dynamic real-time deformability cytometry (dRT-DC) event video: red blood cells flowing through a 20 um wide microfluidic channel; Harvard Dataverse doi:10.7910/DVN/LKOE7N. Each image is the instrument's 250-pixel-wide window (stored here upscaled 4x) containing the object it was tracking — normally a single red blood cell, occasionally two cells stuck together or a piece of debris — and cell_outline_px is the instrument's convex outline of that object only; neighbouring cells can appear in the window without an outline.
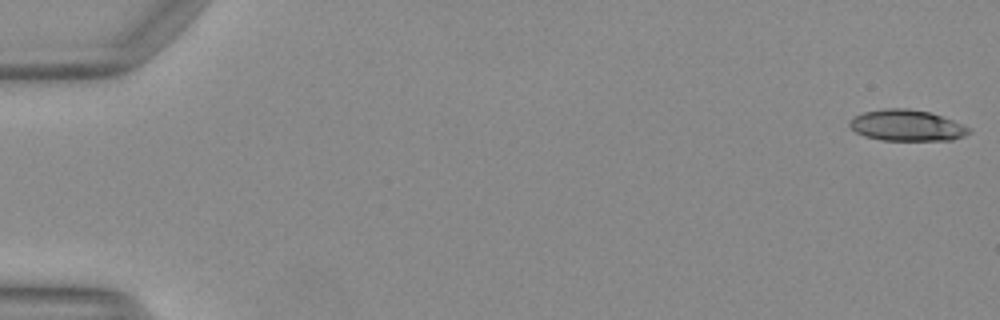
{"species": "Egyptian fruit bat (a non-hibernating species)", "species_latin": "Rousettus aegyptiacus", "temperature_condition": "warm", "stored_images_in_passage": 20, "camera_frame_rate_fps": 3000, "um_per_image_px": 0.085, "animal": {"sex": "female"}, "frame": {"image": 1, "passage_image": 1, "time_ms": 0.0, "image_size_px": [1000, 320], "cell_outline_px": [[972, 132], [964, 136], [952, 140], [880, 140], [864, 136], [856, 132], [848, 124], [856, 116], [864, 112], [884, 108], [904, 108], [928, 112], [952, 120], [972, 128]], "centroid_in_image_um": [77.1, 10.67], "position_along_channel_um": 7.9, "area_um2": 21.5}}
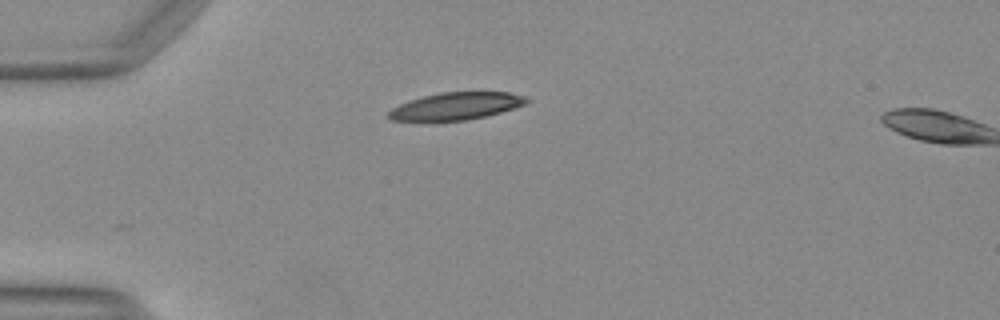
{"frame": {"image": 2, "passage_image": 14, "time_ms": 4.333, "image_size_px": [1000, 320], "cell_outline_px": [[532, 100], [516, 108], [488, 116], [468, 120], [432, 124], [388, 120], [388, 112], [392, 108], [400, 104], [424, 96], [440, 92], [508, 92], [528, 96]], "centroid_in_image_um": [38.74, 9.08], "position_along_channel_um": 46.3, "area_um2": 23.12}}
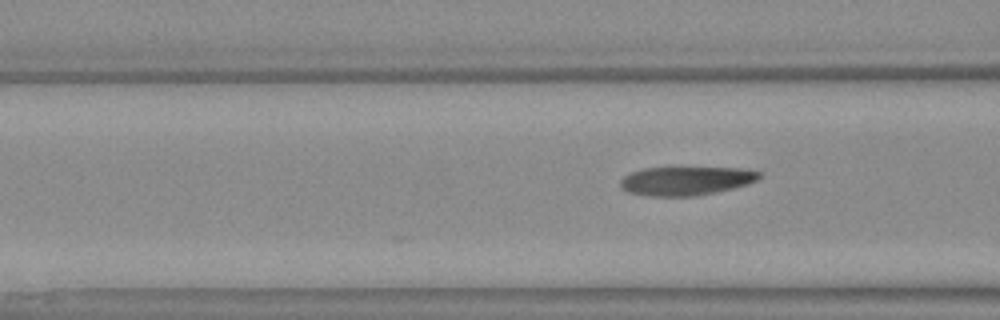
{"frame": {"image": 3, "passage_image": 20, "time_ms": 6.333, "image_size_px": [1000, 320], "cell_outline_px": [[760, 176], [756, 180], [748, 184], [716, 192], [696, 196], [652, 196], [628, 192], [620, 188], [620, 180], [624, 176], [632, 172], [644, 168], [740, 168], [760, 172]], "centroid_in_image_um": [58.28, 15.38], "position_along_channel_um": 108.3, "area_um2": 23.06}}